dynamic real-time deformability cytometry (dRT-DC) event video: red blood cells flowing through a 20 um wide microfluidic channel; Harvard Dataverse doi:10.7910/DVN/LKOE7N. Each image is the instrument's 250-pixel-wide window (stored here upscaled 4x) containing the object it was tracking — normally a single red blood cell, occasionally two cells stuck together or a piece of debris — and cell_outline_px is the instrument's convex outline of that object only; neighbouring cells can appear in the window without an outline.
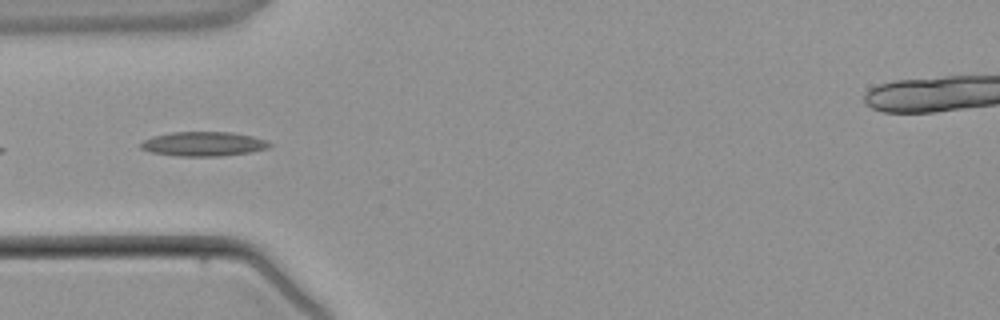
{"species": "common noctule bat (a hibernating species)", "species_latin": "Nyctalus noctula", "temperature_condition": "warm", "stored_images_in_passage": 5, "camera_frame_rate_fps": 3000, "um_per_image_px": 0.085, "animal": {"sex": "male", "body_mass_g": 21.5, "forearm_length_mm": 52.0}, "frame": {"image": 1, "passage_image": 4, "time_ms": 4.0, "image_size_px": [1000, 320], "cell_outline_px": [[272, 144], [268, 148], [252, 152], [220, 156], [176, 156], [152, 152], [140, 148], [140, 144], [144, 140], [152, 136], [172, 132], [232, 132], [252, 136], [264, 140]], "centroid_in_image_um": [17.29, 12.23], "position_along_channel_um": 67.7, "area_um2": 18.26}}
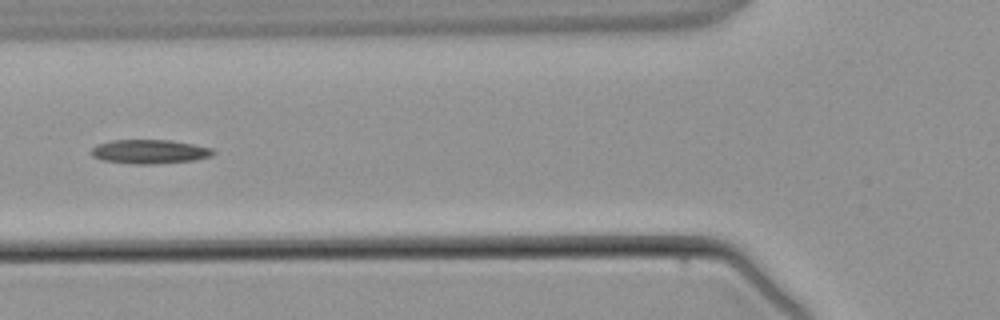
{"frame": {"image": 2, "passage_image": 5, "time_ms": 5.0, "image_size_px": [1000, 320], "cell_outline_px": [[216, 152], [212, 156], [196, 160], [152, 164], [132, 164], [100, 160], [92, 156], [92, 148], [96, 144], [112, 140], [172, 140], [212, 148]], "centroid_in_image_um": [12.71, 12.89], "position_along_channel_um": 113.1, "area_um2": 17.22}}